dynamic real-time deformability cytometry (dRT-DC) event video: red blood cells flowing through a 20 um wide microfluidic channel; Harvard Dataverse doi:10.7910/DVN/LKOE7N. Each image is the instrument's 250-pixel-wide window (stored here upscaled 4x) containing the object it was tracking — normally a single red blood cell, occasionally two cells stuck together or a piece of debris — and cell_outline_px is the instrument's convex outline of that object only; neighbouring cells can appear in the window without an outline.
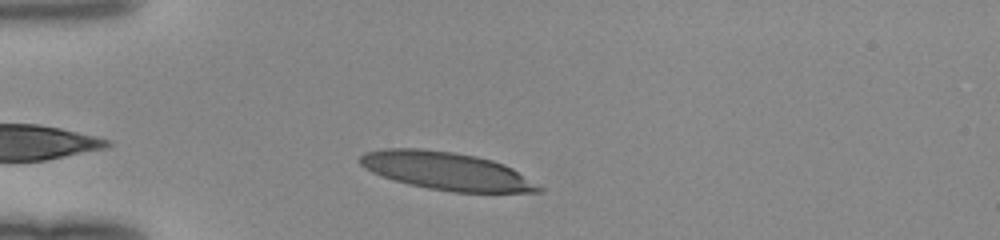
{"species": "human", "species_latin": "Homo sapiens", "temperature_condition": "room temperature", "stored_images_in_passage": 32, "camera_frame_rate_fps": 3000, "um_per_image_px": 0.085, "donor": {"sex": "female"}, "frame": {"image": 1, "passage_image": 4, "time_ms": 1.0, "image_size_px": [1000, 240], "cell_outline_px": [[544, 192], [452, 192], [428, 188], [380, 176], [364, 168], [360, 164], [360, 156], [364, 152], [384, 148], [420, 148], [452, 152], [476, 156], [492, 160], [504, 164], [512, 168], [544, 188]], "centroid_in_image_um": [37.95, 14.53], "position_along_channel_um": 47.1, "area_um2": 39.3}}
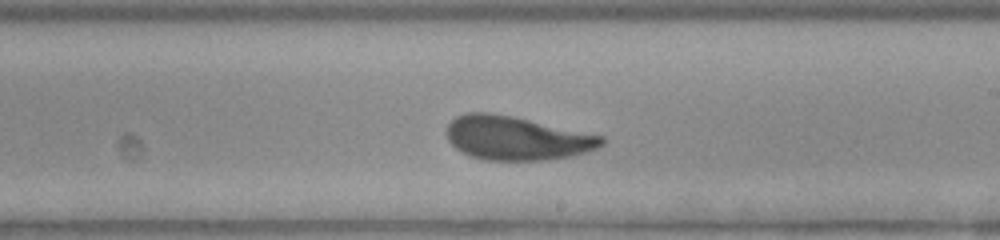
{"frame": {"image": 2, "passage_image": 20, "time_ms": 6.333, "image_size_px": [1000, 240], "cell_outline_px": [[604, 144], [596, 148], [572, 156], [544, 160], [484, 160], [468, 156], [460, 152], [448, 140], [444, 132], [448, 124], [456, 116], [468, 112], [488, 112], [512, 116], [604, 136]], "centroid_in_image_um": [43.85, 11.74], "position_along_channel_um": 245.1, "area_um2": 39.65}}
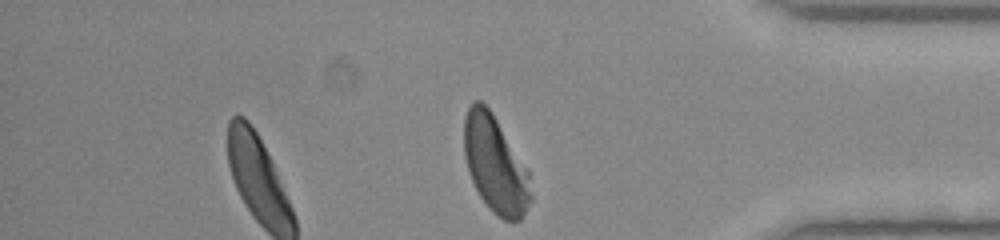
{"frame": {"image": 3, "passage_image": 32, "time_ms": 10.333, "image_size_px": [1000, 240], "cell_outline_px": [[532, 200], [520, 220], [504, 220], [492, 212], [480, 196], [468, 172], [464, 156], [464, 116], [472, 100], [480, 100], [492, 112], [528, 172], [532, 196]], "centroid_in_image_um": [42.07, 13.98], "position_along_channel_um": 393.1, "area_um2": 37.28}}